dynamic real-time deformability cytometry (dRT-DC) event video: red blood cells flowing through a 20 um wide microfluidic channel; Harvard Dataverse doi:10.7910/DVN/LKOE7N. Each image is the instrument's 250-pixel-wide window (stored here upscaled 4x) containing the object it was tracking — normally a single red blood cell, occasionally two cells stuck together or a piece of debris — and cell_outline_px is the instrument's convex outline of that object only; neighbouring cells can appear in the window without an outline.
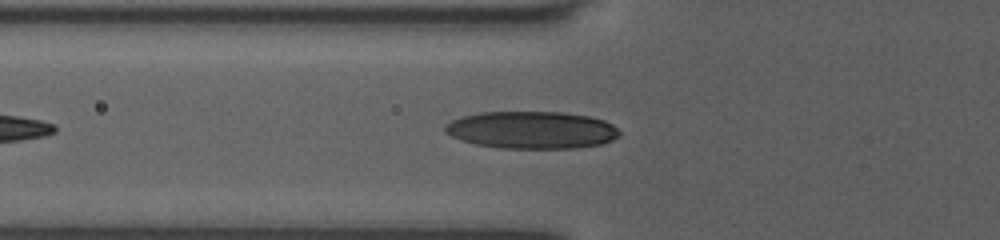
{"species": "human", "species_latin": "Homo sapiens", "temperature_condition": "room temperature", "stored_images_in_passage": 29, "camera_frame_rate_fps": 3000, "um_per_image_px": 0.085, "donor": {"sex": "female"}, "frame": {"image": 1, "passage_image": 7, "time_ms": 2.0, "image_size_px": [1000, 240], "cell_outline_px": [[620, 136], [612, 140], [600, 144], [576, 148], [500, 148], [476, 144], [460, 140], [444, 132], [444, 128], [452, 120], [464, 116], [480, 112], [560, 112], [588, 116], [604, 120], [612, 124], [620, 132]], "centroid_in_image_um": [45.2, 11.05], "position_along_channel_um": 80.6, "area_um2": 37.86}}
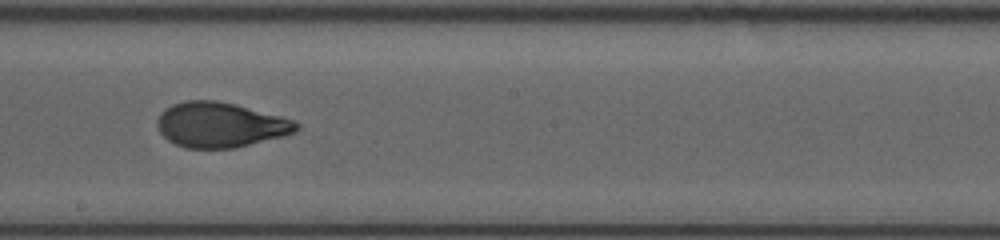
{"frame": {"image": 2, "passage_image": 17, "time_ms": 5.333, "image_size_px": [1000, 240], "cell_outline_px": [[300, 128], [296, 132], [232, 148], [184, 148], [168, 140], [160, 132], [156, 124], [156, 120], [160, 112], [172, 104], [184, 100], [216, 100], [236, 104], [296, 120], [300, 124]], "centroid_in_image_um": [18.7, 10.59], "position_along_channel_um": 229.5, "area_um2": 36.53}}
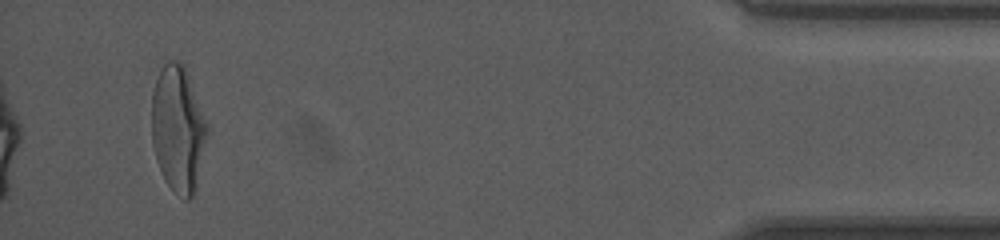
{"frame": {"image": 3, "passage_image": 29, "time_ms": 9.333, "image_size_px": [1000, 240], "cell_outline_px": [[208, 132], [192, 196], [188, 200], [184, 200], [164, 180], [152, 144], [152, 92], [156, 80], [164, 64], [168, 60], [180, 60], [184, 64], [208, 124]], "centroid_in_image_um": [15.12, 10.89], "position_along_channel_um": 420.1, "area_um2": 40.23}, "authors_computed_cell_mechanics": {"area_um2": 36.5296, "velocity_mm_per_s": 4.0288, "shape_relaxation_time_tau1_ms": 3.5949, "shape_relaxation_time_tau2_ms": 0.7898, "deformation_change_tau1": 0.1887, "deformation_change_tau2": 0.0703}}